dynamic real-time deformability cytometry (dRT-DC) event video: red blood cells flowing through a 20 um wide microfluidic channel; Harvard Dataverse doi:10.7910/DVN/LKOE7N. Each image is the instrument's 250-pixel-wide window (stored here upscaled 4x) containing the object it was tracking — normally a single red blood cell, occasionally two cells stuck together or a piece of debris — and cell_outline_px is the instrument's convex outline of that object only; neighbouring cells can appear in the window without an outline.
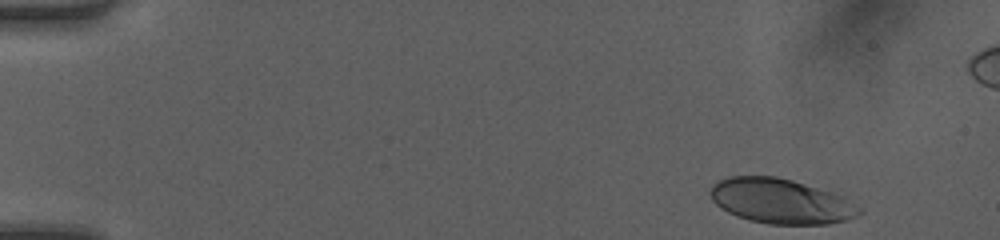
{"species": "human", "species_latin": "Homo sapiens", "temperature_condition": "room temperature", "stored_images_in_passage": 41, "camera_frame_rate_fps": 3000, "um_per_image_px": 0.085, "donor": {"sex": "female"}, "frame": {"image": 1, "passage_image": 1, "time_ms": 0.0, "image_size_px": [1000, 240], "cell_outline_px": [[864, 212], [848, 220], [828, 224], [768, 224], [748, 220], [736, 216], [720, 208], [712, 200], [708, 192], [712, 184], [728, 176], [776, 176], [792, 180], [832, 192], [844, 196], [860, 208]], "centroid_in_image_um": [66.35, 17.1], "position_along_channel_um": 18.6, "area_um2": 39.25}}
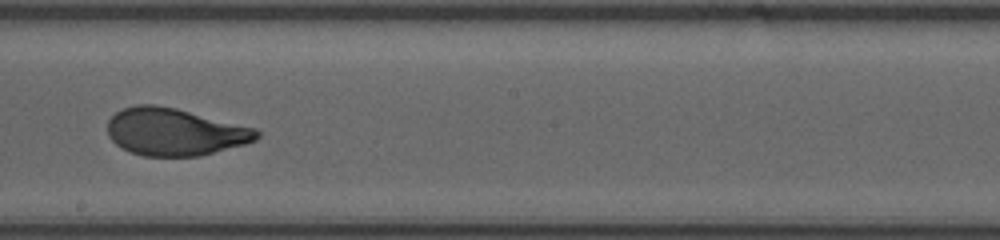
{"frame": {"image": 2, "passage_image": 25, "time_ms": 8.0, "image_size_px": [1000, 240], "cell_outline_px": [[260, 136], [256, 140], [244, 144], [200, 156], [144, 156], [120, 148], [108, 136], [108, 120], [116, 112], [124, 108], [136, 104], [156, 104], [176, 108], [256, 128], [260, 132]], "centroid_in_image_um": [14.84, 11.2], "position_along_channel_um": 233.4, "area_um2": 41.21}}
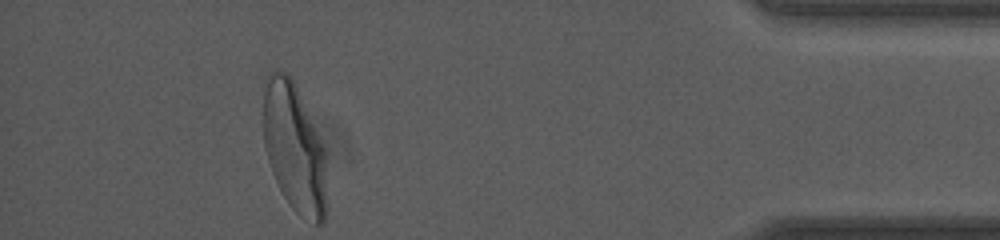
{"frame": {"image": 3, "passage_image": 41, "time_ms": 13.333, "image_size_px": [1000, 240], "cell_outline_px": [[328, 148], [324, 220], [320, 224], [312, 224], [300, 216], [288, 204], [272, 172], [268, 160], [264, 144], [264, 80], [268, 72], [276, 68], [284, 72], [292, 80]], "centroid_in_image_um": [25.05, 12.56], "position_along_channel_um": 410.2, "area_um2": 48.55}, "authors_computed_cell_mechanics": {"area_um2": 41.2114, "velocity_mm_per_s": 4.2133, "shape_relaxation_time_tau1_ms": 3.2106, "shape_relaxation_time_tau2_ms": 0.5931, "deformation_change_tau1": 0.1881, "deformation_change_tau2": 0.0659}}